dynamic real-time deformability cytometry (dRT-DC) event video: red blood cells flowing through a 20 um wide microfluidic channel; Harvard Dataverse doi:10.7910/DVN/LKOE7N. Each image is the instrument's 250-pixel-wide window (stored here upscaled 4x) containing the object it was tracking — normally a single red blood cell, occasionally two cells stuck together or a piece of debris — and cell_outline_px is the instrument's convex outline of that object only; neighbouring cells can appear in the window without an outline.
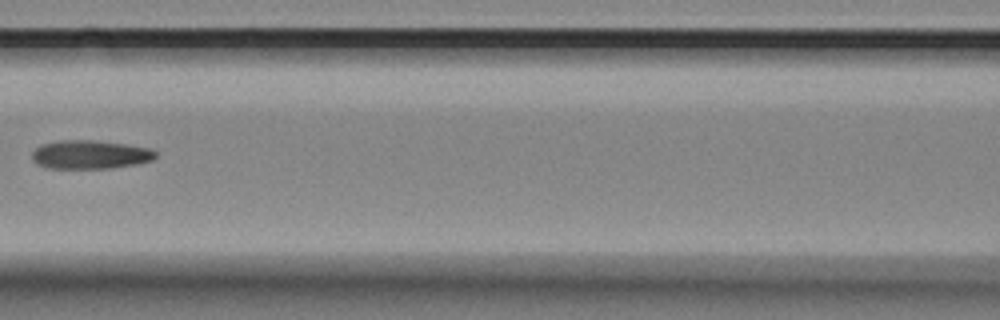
{"species": "Egyptian fruit bat (a non-hibernating species)", "species_latin": "Rousettus aegyptiacus", "temperature_condition": "room temperature", "stored_images_in_passage": 9, "camera_frame_rate_fps": 3000, "um_per_image_px": 0.085, "animal": {"sex": "female"}, "frame": {"image": 1, "passage_image": 6, "time_ms": 1.667, "image_size_px": [1000, 320], "cell_outline_px": [[156, 156], [152, 160], [140, 164], [112, 168], [44, 168], [36, 164], [32, 160], [32, 152], [40, 144], [60, 140], [92, 140], [128, 144], [152, 148], [156, 152]], "centroid_in_image_um": [7.67, 13.14], "position_along_channel_um": 158.9, "area_um2": 20.98}}
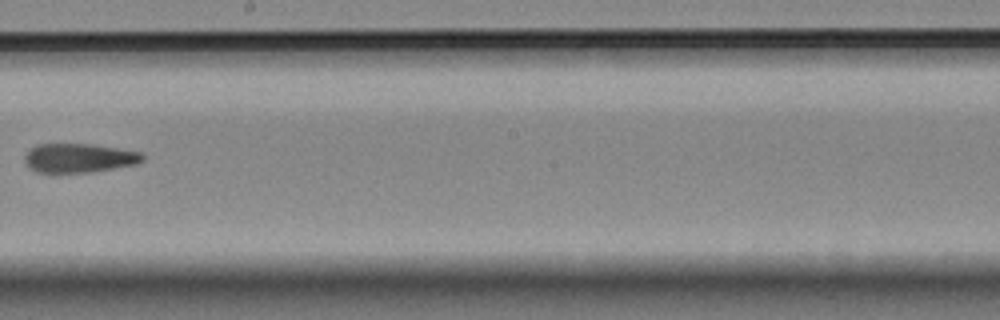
{"frame": {"image": 2, "passage_image": 8, "time_ms": 2.333, "image_size_px": [1000, 320], "cell_outline_px": [[144, 160], [136, 164], [92, 172], [52, 176], [36, 172], [28, 168], [24, 164], [24, 156], [36, 144], [92, 144], [140, 152], [144, 156]], "centroid_in_image_um": [6.62, 13.48], "position_along_channel_um": 241.6, "area_um2": 20.75}}
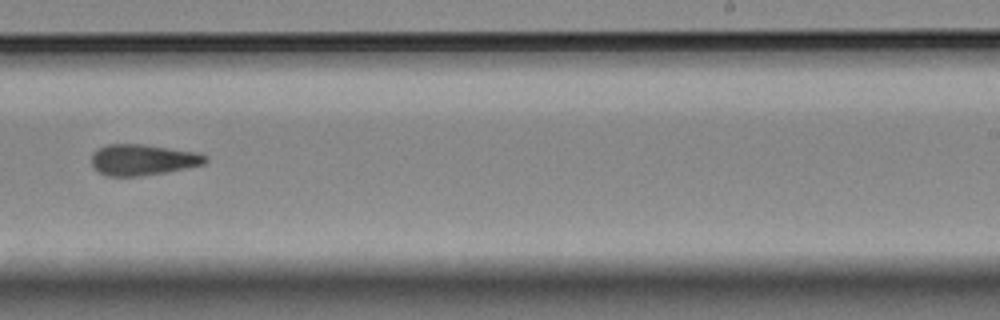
{"frame": {"image": 3, "passage_image": 9, "time_ms": 2.667, "image_size_px": [1000, 320], "cell_outline_px": [[208, 160], [204, 164], [164, 172], [140, 176], [108, 176], [92, 168], [92, 156], [100, 148], [108, 144], [144, 144], [200, 152], [208, 156]], "centroid_in_image_um": [12.18, 13.57], "position_along_channel_um": 276.8, "area_um2": 20.52}}